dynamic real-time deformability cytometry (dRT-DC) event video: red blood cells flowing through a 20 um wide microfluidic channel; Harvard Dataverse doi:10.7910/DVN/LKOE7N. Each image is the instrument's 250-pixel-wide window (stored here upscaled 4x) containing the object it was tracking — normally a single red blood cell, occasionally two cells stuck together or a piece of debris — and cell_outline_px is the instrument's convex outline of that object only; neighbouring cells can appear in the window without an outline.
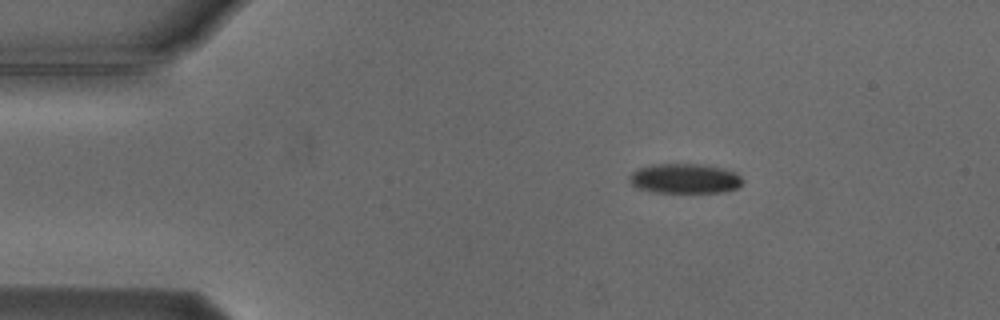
{"species": "Egyptian fruit bat (a non-hibernating species)", "species_latin": "Rousettus aegyptiacus", "temperature_condition": "cold", "stored_images_in_passage": 5, "camera_frame_rate_fps": 3000, "um_per_image_px": 0.085, "animal": {"sex": "male"}, "frame": {"image": 1, "passage_image": 3, "time_ms": 2.333, "image_size_px": [1000, 320], "cell_outline_px": [[744, 184], [728, 192], [652, 192], [636, 188], [628, 180], [628, 176], [632, 172], [640, 168], [656, 164], [700, 164], [720, 168], [736, 172], [744, 180]], "centroid_in_image_um": [58.22, 15.19], "position_along_channel_um": 26.8, "area_um2": 19.77}}
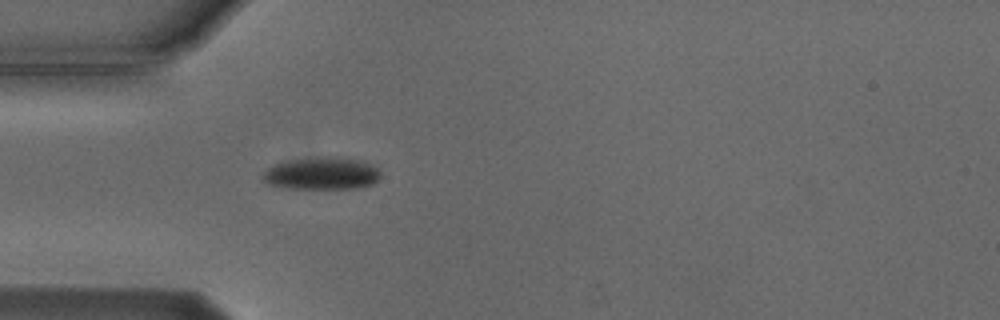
{"frame": {"image": 2, "passage_image": 5, "time_ms": 4.667, "image_size_px": [1000, 320], "cell_outline_px": [[380, 176], [372, 184], [356, 188], [284, 188], [268, 184], [264, 180], [264, 172], [272, 164], [296, 160], [324, 156], [360, 160], [376, 168], [380, 172]], "centroid_in_image_um": [27.33, 14.75], "position_along_channel_um": 57.7, "area_um2": 21.73}}